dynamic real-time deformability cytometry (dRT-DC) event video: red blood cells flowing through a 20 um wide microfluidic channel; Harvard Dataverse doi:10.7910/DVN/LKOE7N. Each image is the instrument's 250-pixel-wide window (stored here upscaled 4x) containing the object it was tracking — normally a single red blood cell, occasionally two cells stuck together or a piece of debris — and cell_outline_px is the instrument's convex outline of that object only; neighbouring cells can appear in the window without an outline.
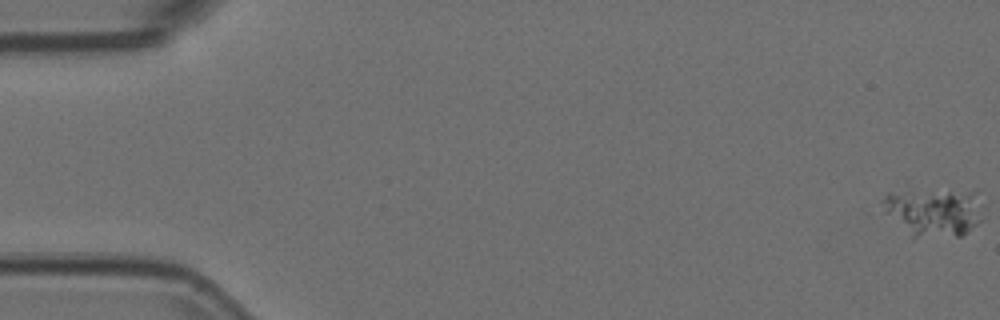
{"species": "Egyptian fruit bat (a non-hibernating species)", "species_latin": "Rousettus aegyptiacus", "temperature_condition": "room temperature", "stored_images_in_passage": 57, "camera_frame_rate_fps": 3000, "um_per_image_px": 0.085, "animal": {"sex": "female"}, "frame": {"image": 1, "passage_image": 1, "time_ms": 0.0, "image_size_px": [1000, 320], "cell_outline_px": [[980, 220], [976, 224], [960, 236], [912, 236], [884, 212], [880, 204], [880, 200], [888, 192], [976, 192]], "centroid_in_image_um": [79.28, 18.03], "position_along_channel_um": 5.7, "area_um2": 26.82}}
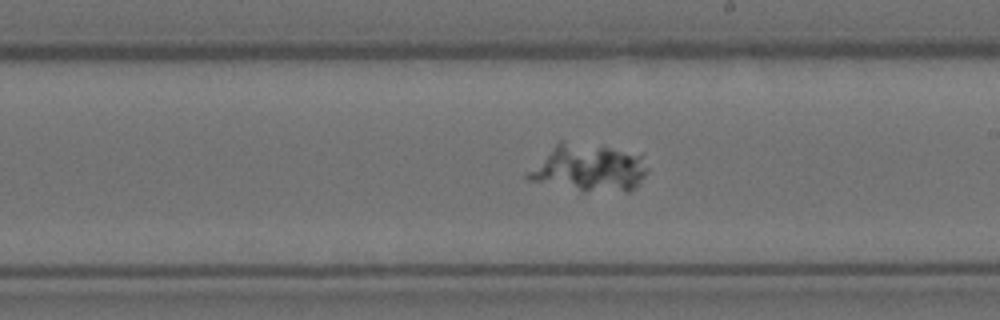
{"frame": {"image": 2, "passage_image": 33, "time_ms": 10.667, "image_size_px": [1000, 320], "cell_outline_px": [[648, 168], [644, 176], [628, 192], [584, 192], [528, 180], [524, 176], [560, 140], [564, 140], [608, 148], [640, 156]], "centroid_in_image_um": [50.01, 14.32], "position_along_channel_um": 239.0, "area_um2": 32.25}}
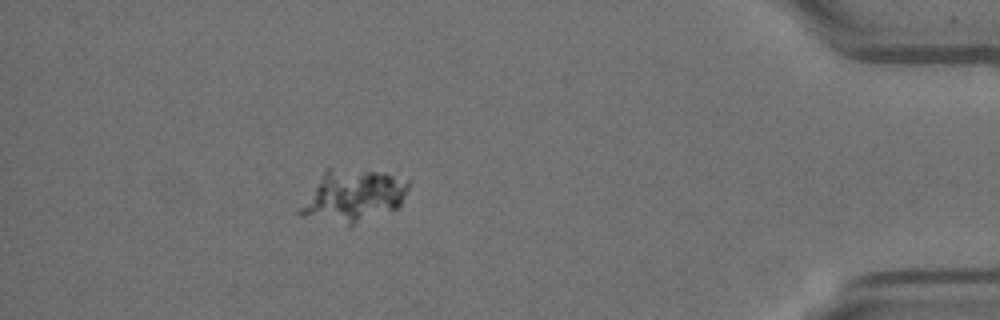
{"frame": {"image": 3, "passage_image": 51, "time_ms": 16.667, "image_size_px": [1000, 320], "cell_outline_px": [[412, 180], [400, 204], [396, 208], [348, 228], [300, 216], [296, 212], [324, 168], [328, 168], [384, 172]], "centroid_in_image_um": [29.97, 16.68], "position_along_channel_um": 405.2, "area_um2": 33.7}}